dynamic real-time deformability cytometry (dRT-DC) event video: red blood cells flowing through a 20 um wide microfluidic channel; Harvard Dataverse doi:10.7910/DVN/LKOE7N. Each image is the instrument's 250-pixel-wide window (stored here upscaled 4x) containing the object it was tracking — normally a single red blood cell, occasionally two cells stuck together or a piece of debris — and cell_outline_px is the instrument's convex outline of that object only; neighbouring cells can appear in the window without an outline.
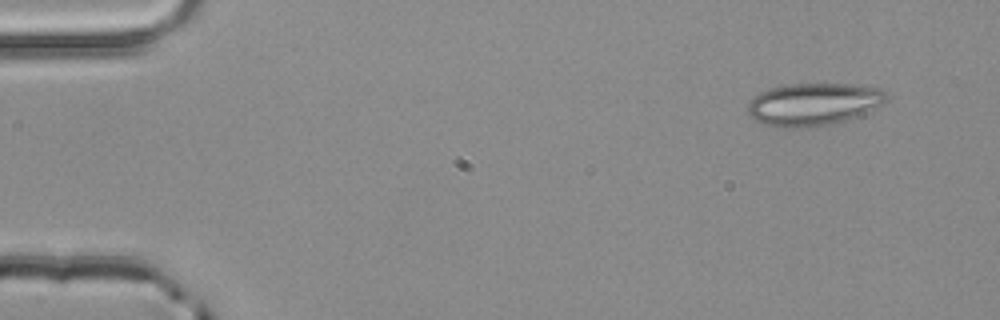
{"species": "common noctule bat (a hibernating species)", "species_latin": "Nyctalus noctula", "temperature_condition": "room temperature", "stored_images_in_passage": 3, "camera_frame_rate_fps": 3000, "um_per_image_px": 0.085, "animal": {"sex": "male", "body_mass_g": 20.4}, "frame": {"image": 1, "passage_image": 1, "time_ms": 0.0, "image_size_px": [1000, 320], "cell_outline_px": [[888, 100], [884, 104], [868, 112], [832, 124], [808, 128], [784, 128], [764, 124], [756, 120], [748, 112], [748, 104], [760, 92], [772, 88], [792, 84], [848, 84], [880, 88], [888, 96]], "centroid_in_image_um": [69.19, 8.87], "position_along_channel_um": 15.8, "area_um2": 34.22}}